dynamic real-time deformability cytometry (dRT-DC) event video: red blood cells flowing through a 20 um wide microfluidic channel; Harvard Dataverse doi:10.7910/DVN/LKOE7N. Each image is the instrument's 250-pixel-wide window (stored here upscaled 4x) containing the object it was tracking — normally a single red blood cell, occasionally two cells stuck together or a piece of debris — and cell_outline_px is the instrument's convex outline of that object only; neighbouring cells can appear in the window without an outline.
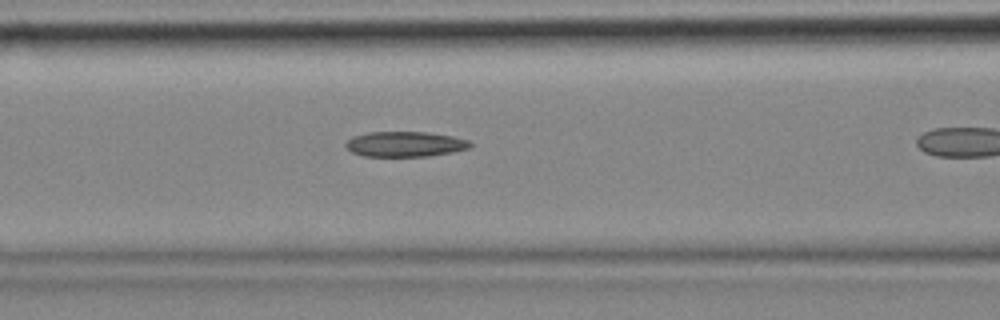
{"species": "common noctule bat (a hibernating species)", "species_latin": "Nyctalus noctula", "temperature_condition": "cold", "stored_images_in_passage": 40, "camera_frame_rate_fps": 3000, "um_per_image_px": 0.085, "animal": {"sex": "female", "body_mass_g": 18.4}, "frame": {"image": 1, "passage_image": 18, "time_ms": 5.667, "image_size_px": [1000, 320], "cell_outline_px": [[472, 144], [468, 148], [452, 152], [428, 156], [364, 156], [352, 152], [344, 144], [352, 136], [368, 132], [428, 132], [452, 136], [468, 140]], "centroid_in_image_um": [34.41, 12.24], "position_along_channel_um": 132.2, "area_um2": 18.21}}
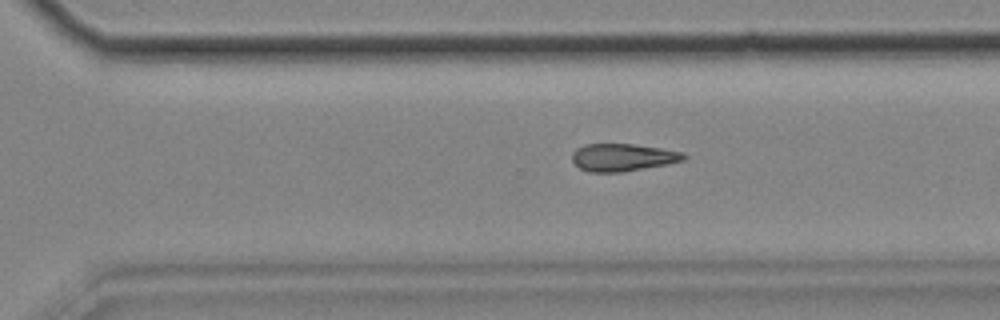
{"frame": {"image": 2, "passage_image": 34, "time_ms": 11.0, "image_size_px": [1000, 320], "cell_outline_px": [[688, 156], [684, 160], [668, 164], [624, 172], [588, 172], [580, 168], [572, 160], [572, 152], [576, 148], [584, 144], [632, 144], [660, 148], [684, 152]], "centroid_in_image_um": [52.94, 13.38], "position_along_channel_um": 317.7, "area_um2": 18.03}}